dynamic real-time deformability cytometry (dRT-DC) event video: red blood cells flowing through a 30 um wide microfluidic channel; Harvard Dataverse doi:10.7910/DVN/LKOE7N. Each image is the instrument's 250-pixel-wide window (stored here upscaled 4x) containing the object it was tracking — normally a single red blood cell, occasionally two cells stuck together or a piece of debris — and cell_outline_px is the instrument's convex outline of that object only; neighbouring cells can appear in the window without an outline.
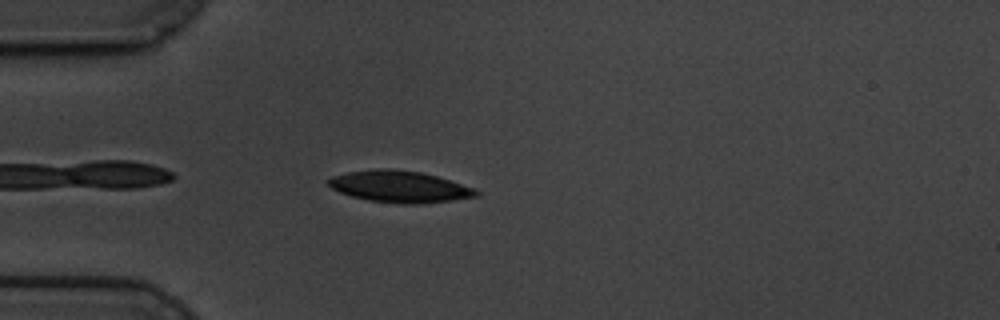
{"species": "common noctule bat (a hibernating species)", "species_latin": "Nyctalus noctula", "temperature_condition": "cold", "stored_images_in_passage": 44, "camera_frame_rate_fps": 3000, "um_per_image_px": 0.085, "animal": {"sex": "male", "body_mass_g": 19.5, "forearm_length_mm": 54.6}, "frame": {"image": 1, "passage_image": 4, "time_ms": 1.0, "image_size_px": [1000, 320], "cell_outline_px": [[480, 196], [424, 204], [400, 204], [368, 200], [352, 196], [340, 192], [332, 188], [328, 184], [328, 180], [332, 176], [348, 172], [380, 168], [388, 168], [420, 172], [436, 176], [476, 188], [480, 192]], "centroid_in_image_um": [34.01, 15.87], "position_along_channel_um": 51.0, "area_um2": 27.28}}
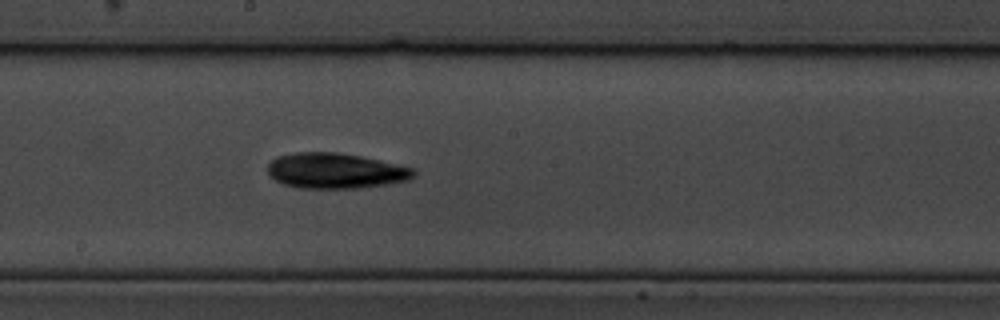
{"frame": {"image": 2, "passage_image": 20, "time_ms": 6.333, "image_size_px": [1000, 320], "cell_outline_px": [[416, 176], [408, 180], [360, 188], [296, 188], [284, 184], [268, 176], [268, 164], [276, 156], [292, 152], [336, 152], [360, 156], [380, 160], [416, 168]], "centroid_in_image_um": [28.51, 14.51], "position_along_channel_um": 219.7, "area_um2": 30.4}}
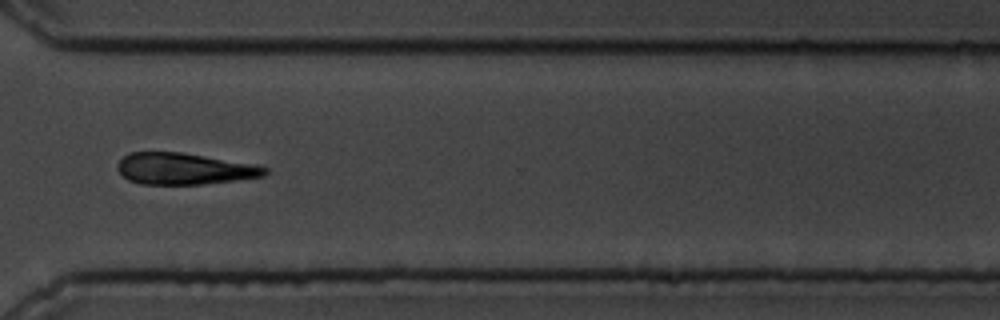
{"frame": {"image": 3, "passage_image": 32, "time_ms": 10.333, "image_size_px": [1000, 320], "cell_outline_px": [[268, 172], [264, 176], [236, 180], [200, 184], [140, 184], [128, 180], [116, 168], [116, 164], [128, 152], [180, 152], [256, 164], [268, 168]], "centroid_in_image_um": [15.65, 14.34], "position_along_channel_um": 355.0, "area_um2": 27.05}, "authors_computed_cell_mechanics": {"area_um2": 28.2064, "velocity_mm_per_s": 3.3896, "shape_relaxation_time_tau1_ms": 3.7606, "shape_relaxation_time_tau2_ms": null, "deformation_change_tau1": 0.1094, "deformation_change_tau2": null}}